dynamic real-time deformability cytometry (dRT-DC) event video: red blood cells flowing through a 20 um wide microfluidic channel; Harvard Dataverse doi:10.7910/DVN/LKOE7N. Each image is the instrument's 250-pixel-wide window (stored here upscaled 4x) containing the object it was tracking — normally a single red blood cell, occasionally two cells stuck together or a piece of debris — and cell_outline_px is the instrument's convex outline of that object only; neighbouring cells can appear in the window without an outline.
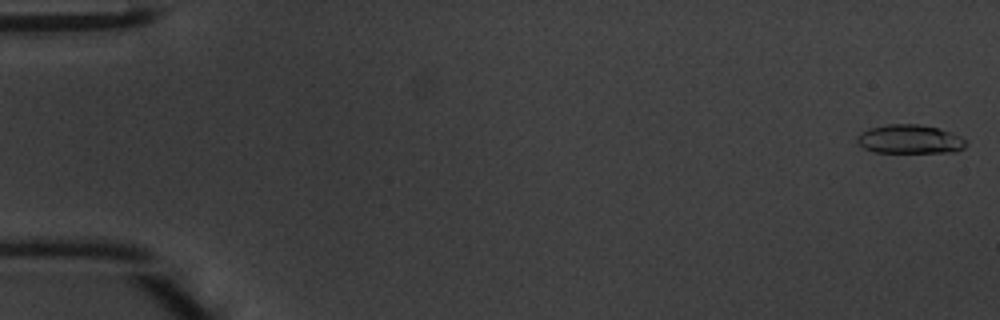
{"species": "common noctule bat (a hibernating species)", "species_latin": "Nyctalus noctula", "temperature_condition": "warm", "stored_images_in_passage": 13, "camera_frame_rate_fps": 3000, "um_per_image_px": 0.085, "animal": {"sex": "male", "body_mass_g": 20.1, "forearm_length_mm": 53.5}, "frame": {"image": 1, "passage_image": 1, "time_ms": 0.0, "image_size_px": [1000, 320], "cell_outline_px": [[968, 144], [964, 148], [956, 152], [876, 152], [864, 148], [856, 140], [860, 132], [868, 128], [888, 124], [916, 124], [936, 128], [960, 136]], "centroid_in_image_um": [77.32, 11.84], "position_along_channel_um": 7.7, "area_um2": 18.15}}